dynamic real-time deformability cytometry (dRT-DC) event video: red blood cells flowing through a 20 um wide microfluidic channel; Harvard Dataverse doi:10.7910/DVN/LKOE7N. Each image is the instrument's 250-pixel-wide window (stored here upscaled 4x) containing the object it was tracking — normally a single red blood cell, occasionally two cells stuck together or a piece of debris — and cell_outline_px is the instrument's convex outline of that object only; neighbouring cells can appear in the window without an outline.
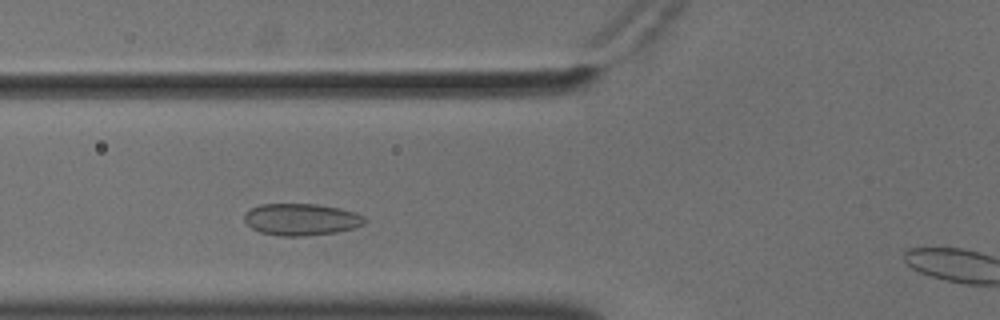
{"species": "common noctule bat (a hibernating species)", "species_latin": "Nyctalus noctula", "temperature_condition": "cold", "stored_images_in_passage": 11, "camera_frame_rate_fps": 3000, "um_per_image_px": 0.085, "animal": {"sex": "male", "body_mass_g": 18.8}, "frame": {"image": 1, "passage_image": 10, "time_ms": 3.0, "image_size_px": [1000, 320], "cell_outline_px": [[368, 220], [364, 224], [352, 228], [336, 232], [308, 236], [280, 236], [260, 232], [252, 228], [244, 220], [244, 216], [252, 208], [260, 204], [316, 204], [340, 208], [356, 212], [364, 216]], "centroid_in_image_um": [25.64, 18.65], "position_along_channel_um": 100.2, "area_um2": 22.37}}